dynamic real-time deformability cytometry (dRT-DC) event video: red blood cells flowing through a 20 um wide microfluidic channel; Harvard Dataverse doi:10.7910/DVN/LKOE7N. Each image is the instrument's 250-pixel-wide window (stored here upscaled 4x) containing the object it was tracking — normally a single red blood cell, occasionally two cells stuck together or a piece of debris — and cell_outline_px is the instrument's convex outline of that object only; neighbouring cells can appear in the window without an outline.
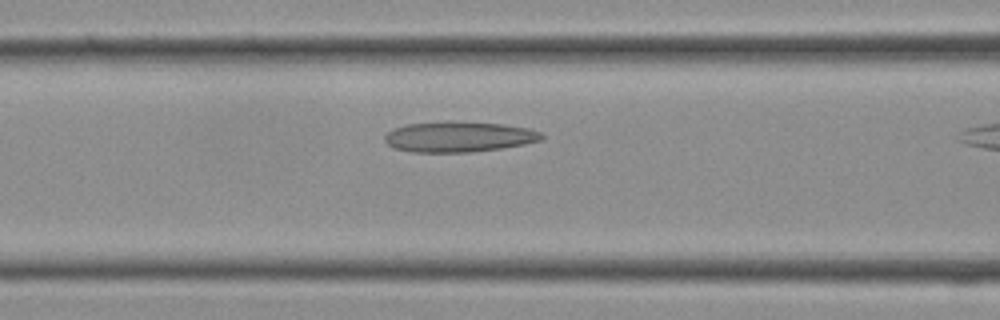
{"species": "Egyptian fruit bat (a non-hibernating species)", "species_latin": "Rousettus aegyptiacus", "temperature_condition": "cold", "stored_images_in_passage": 9, "camera_frame_rate_fps": 3000, "um_per_image_px": 0.085, "frame": {"image": 1, "passage_image": 8, "time_ms": 2.333, "image_size_px": [1000, 320], "cell_outline_px": [[544, 140], [524, 144], [500, 148], [472, 152], [412, 152], [392, 148], [384, 140], [384, 136], [388, 132], [396, 128], [408, 124], [504, 124], [528, 128], [544, 132]], "centroid_in_image_um": [39.06, 11.68], "position_along_channel_um": 127.5, "area_um2": 26.88}}